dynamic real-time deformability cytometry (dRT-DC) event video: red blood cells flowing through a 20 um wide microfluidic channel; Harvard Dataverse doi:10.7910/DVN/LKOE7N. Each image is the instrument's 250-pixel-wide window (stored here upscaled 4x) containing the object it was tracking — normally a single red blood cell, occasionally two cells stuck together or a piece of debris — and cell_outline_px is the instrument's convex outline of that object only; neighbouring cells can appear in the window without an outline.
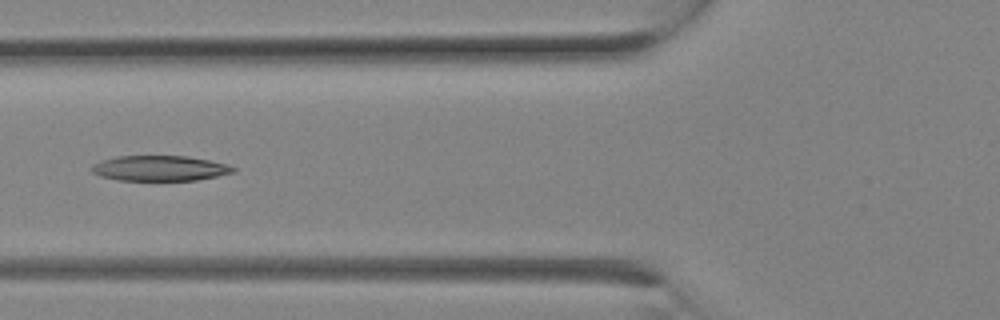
{"species": "Egyptian fruit bat (a non-hibernating species)", "species_latin": "Rousettus aegyptiacus", "temperature_condition": "room temperature", "stored_images_in_passage": 11, "camera_frame_rate_fps": 3000, "um_per_image_px": 0.085, "animal": {"sex": "female"}, "frame": {"image": 1, "passage_image": 10, "time_ms": 3.0, "image_size_px": [1000, 320], "cell_outline_px": [[236, 172], [196, 180], [116, 180], [100, 176], [92, 172], [88, 168], [92, 164], [100, 160], [116, 156], [188, 156], [228, 164], [236, 168]], "centroid_in_image_um": [13.54, 14.3], "position_along_channel_um": 112.3, "area_um2": 21.04}}